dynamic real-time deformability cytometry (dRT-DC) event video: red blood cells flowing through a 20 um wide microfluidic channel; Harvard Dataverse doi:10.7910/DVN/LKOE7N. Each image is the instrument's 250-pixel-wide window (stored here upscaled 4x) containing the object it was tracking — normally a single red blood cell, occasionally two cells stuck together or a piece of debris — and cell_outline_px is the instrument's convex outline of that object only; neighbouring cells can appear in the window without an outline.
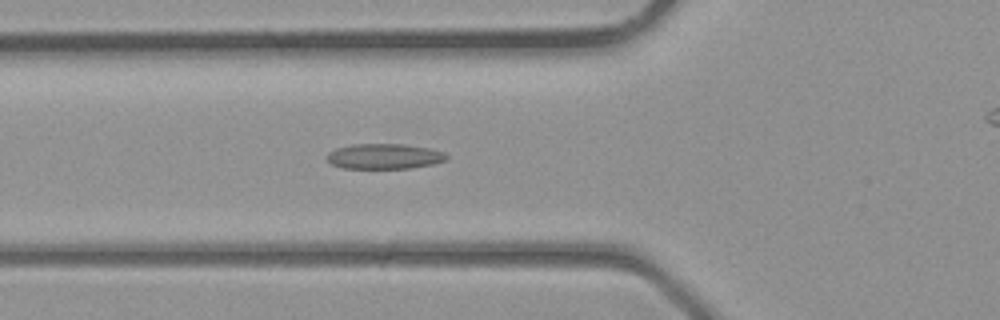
{"species": "common noctule bat (a hibernating species)", "species_latin": "Nyctalus noctula", "temperature_condition": "room temperature", "stored_images_in_passage": 40, "camera_frame_rate_fps": 3000, "um_per_image_px": 0.085, "animal": {"sex": "male", "body_mass_g": 23.1, "forearm_length_mm": 52.7}, "frame": {"image": 1, "passage_image": 15, "time_ms": 4.667, "image_size_px": [1000, 320], "cell_outline_px": [[448, 160], [432, 164], [412, 168], [344, 168], [332, 164], [324, 156], [328, 152], [336, 148], [352, 144], [404, 144], [428, 148], [444, 152], [448, 156]], "centroid_in_image_um": [32.66, 13.28], "position_along_channel_um": 93.1, "area_um2": 17.69}}
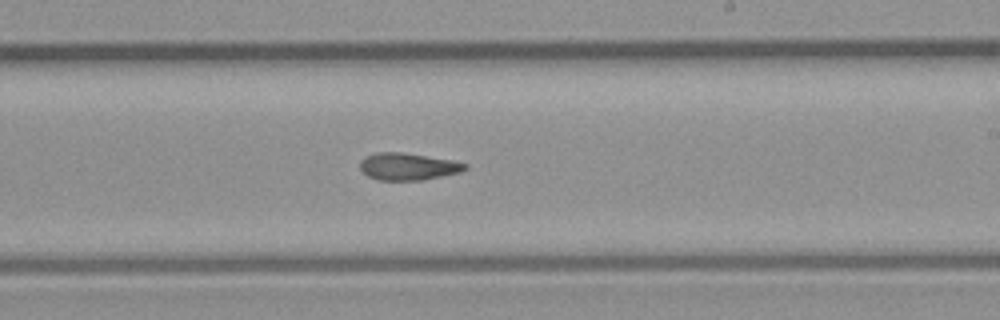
{"frame": {"image": 2, "passage_image": 24, "time_ms": 7.667, "image_size_px": [1000, 320], "cell_outline_px": [[468, 168], [460, 172], [420, 180], [376, 180], [368, 176], [360, 168], [360, 160], [364, 156], [376, 152], [400, 152], [452, 160], [468, 164]], "centroid_in_image_um": [34.64, 14.15], "position_along_channel_um": 254.4, "area_um2": 16.53}}
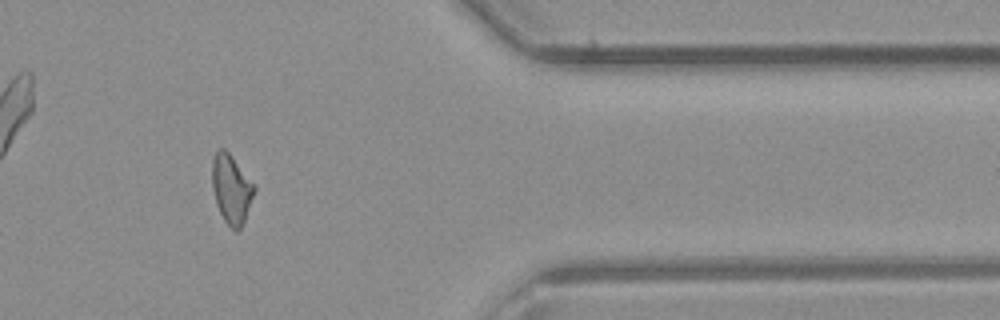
{"frame": {"image": 3, "passage_image": 33, "time_ms": 10.667, "image_size_px": [1000, 320], "cell_outline_px": [[256, 188], [244, 220], [240, 228], [236, 232], [224, 220], [216, 204], [212, 188], [212, 160], [216, 152], [220, 148], [224, 148], [228, 152], [256, 184]], "centroid_in_image_um": [19.67, 16.04], "position_along_channel_um": 391.7, "area_um2": 16.88}}